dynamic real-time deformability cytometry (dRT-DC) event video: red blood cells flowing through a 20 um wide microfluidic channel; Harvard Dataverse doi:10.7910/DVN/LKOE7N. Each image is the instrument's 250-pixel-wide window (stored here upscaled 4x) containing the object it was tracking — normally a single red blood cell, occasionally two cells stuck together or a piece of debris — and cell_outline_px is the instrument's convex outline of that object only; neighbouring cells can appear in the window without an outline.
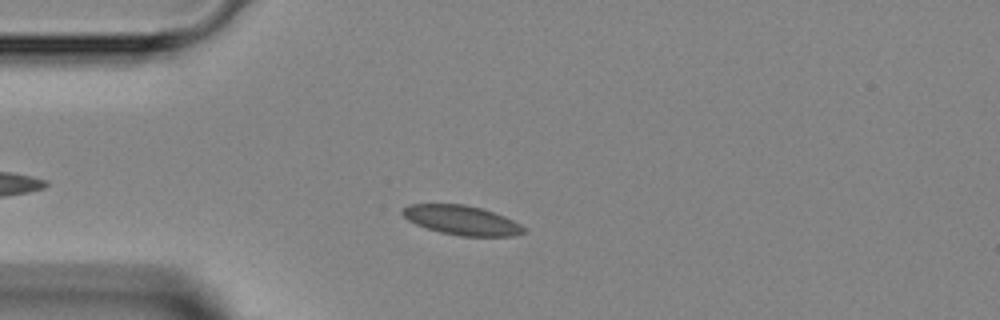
{"species": "Egyptian fruit bat (a non-hibernating species)", "species_latin": "Rousettus aegyptiacus", "temperature_condition": "room temperature", "stored_images_in_passage": 4, "camera_frame_rate_fps": 3000, "um_per_image_px": 0.085, "animal": {"sex": "female"}, "frame": {"image": 1, "passage_image": 3, "time_ms": 2.333, "image_size_px": [1000, 320], "cell_outline_px": [[528, 232], [512, 236], [460, 236], [440, 232], [416, 224], [408, 220], [400, 212], [408, 204], [464, 204], [480, 208], [504, 216], [520, 224]], "centroid_in_image_um": [39.24, 18.72], "position_along_channel_um": 45.8, "area_um2": 20.63}}